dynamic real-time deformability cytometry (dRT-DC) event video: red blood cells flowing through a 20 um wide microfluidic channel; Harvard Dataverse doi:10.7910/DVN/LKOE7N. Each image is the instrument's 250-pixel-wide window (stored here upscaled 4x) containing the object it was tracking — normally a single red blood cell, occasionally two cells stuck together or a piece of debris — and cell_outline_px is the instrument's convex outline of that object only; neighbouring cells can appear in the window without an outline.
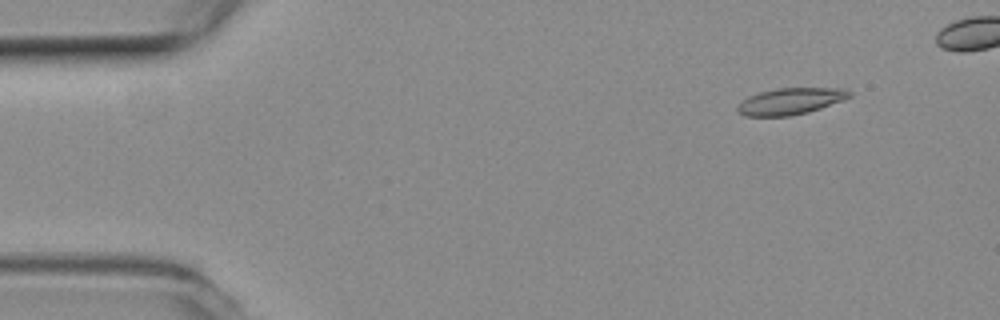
{"species": "common noctule bat (a hibernating species)", "species_latin": "Nyctalus noctula", "temperature_condition": "room temperature", "stored_images_in_passage": 4, "camera_frame_rate_fps": 3000, "um_per_image_px": 0.085, "animal": {"sex": "female", "body_mass_g": 19.3, "forearm_length_mm": 54.1}, "frame": {"image": 1, "passage_image": 2, "time_ms": 0.333, "image_size_px": [1000, 320], "cell_outline_px": [[852, 96], [844, 100], [808, 112], [788, 116], [744, 116], [736, 108], [748, 96], [760, 92], [776, 88], [844, 88], [852, 92]], "centroid_in_image_um": [67.23, 8.59], "position_along_channel_um": 17.8, "area_um2": 17.22}}